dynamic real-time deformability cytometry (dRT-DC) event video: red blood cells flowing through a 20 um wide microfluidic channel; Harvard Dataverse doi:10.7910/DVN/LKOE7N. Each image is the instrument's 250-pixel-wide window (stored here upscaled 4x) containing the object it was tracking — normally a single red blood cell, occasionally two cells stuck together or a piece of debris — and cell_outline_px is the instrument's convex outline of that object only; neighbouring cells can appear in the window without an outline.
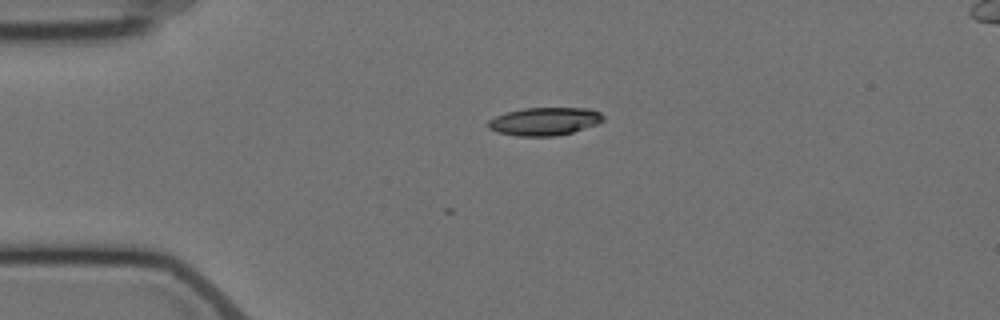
{"species": "Egyptian fruit bat (a non-hibernating species)", "species_latin": "Rousettus aegyptiacus", "temperature_condition": "cold", "stored_images_in_passage": 1, "camera_frame_rate_fps": 3000, "um_per_image_px": 0.085, "animal": {"sex": "female"}, "frame": {"image": 1, "passage_image": 1, "time_ms": 0.0, "image_size_px": [1000, 320], "cell_outline_px": [[604, 120], [596, 124], [572, 132], [556, 136], [516, 136], [496, 132], [488, 128], [488, 120], [496, 116], [508, 112], [524, 108], [588, 108], [600, 112], [604, 116]], "centroid_in_image_um": [46.28, 10.32], "position_along_channel_um": 38.7, "area_um2": 18.73}}